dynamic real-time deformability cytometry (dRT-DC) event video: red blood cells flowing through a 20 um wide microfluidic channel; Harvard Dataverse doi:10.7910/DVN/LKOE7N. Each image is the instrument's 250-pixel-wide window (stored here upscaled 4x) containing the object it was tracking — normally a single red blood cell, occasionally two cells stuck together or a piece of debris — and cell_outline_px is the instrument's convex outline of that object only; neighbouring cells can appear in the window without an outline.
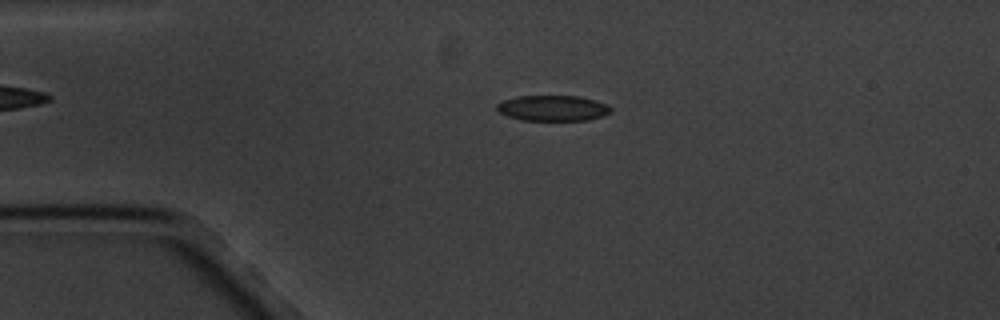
{"species": "common noctule bat (a hibernating species)", "species_latin": "Nyctalus noctula", "temperature_condition": "cold", "stored_images_in_passage": 4, "camera_frame_rate_fps": 3000, "um_per_image_px": 0.085, "animal": {"sex": "male", "body_mass_g": 20.1, "forearm_length_mm": 53.5}, "frame": {"image": 1, "passage_image": 3, "time_ms": 2.333, "image_size_px": [1000, 320], "cell_outline_px": [[612, 112], [604, 116], [588, 120], [524, 120], [508, 116], [500, 112], [496, 108], [496, 104], [504, 100], [516, 96], [580, 96], [596, 100], [612, 108]], "centroid_in_image_um": [47.01, 9.19], "position_along_channel_um": 38.0, "area_um2": 16.99}}